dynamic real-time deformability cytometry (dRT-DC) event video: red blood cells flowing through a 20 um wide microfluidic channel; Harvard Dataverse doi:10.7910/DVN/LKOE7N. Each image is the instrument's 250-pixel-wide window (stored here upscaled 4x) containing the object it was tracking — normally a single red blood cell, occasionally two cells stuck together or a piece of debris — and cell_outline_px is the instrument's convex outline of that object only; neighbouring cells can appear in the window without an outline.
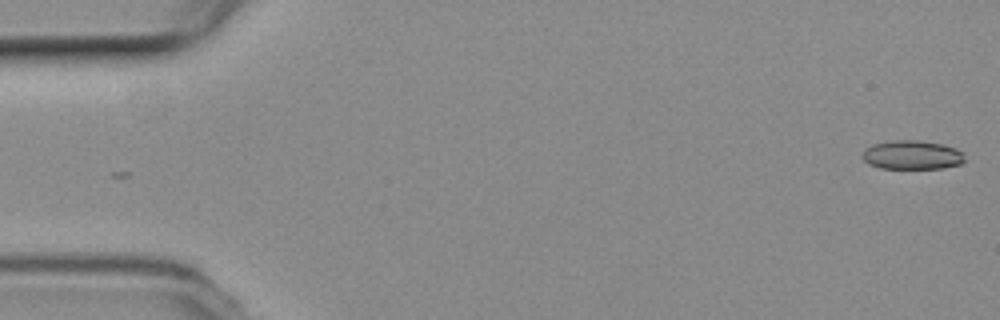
{"species": "common noctule bat (a hibernating species)", "species_latin": "Nyctalus noctula", "temperature_condition": "room temperature", "stored_images_in_passage": 53, "camera_frame_rate_fps": 3000, "um_per_image_px": 0.085, "animal": {"sex": "female", "body_mass_g": 19.3, "forearm_length_mm": 54.1}, "frame": {"image": 1, "passage_image": 1, "time_ms": 0.0, "image_size_px": [1000, 320], "cell_outline_px": [[964, 160], [960, 164], [944, 168], [880, 168], [868, 164], [860, 156], [864, 148], [872, 144], [892, 140], [920, 140], [940, 144], [956, 148], [964, 152]], "centroid_in_image_um": [77.49, 13.16], "position_along_channel_um": 7.5, "area_um2": 17.46}}
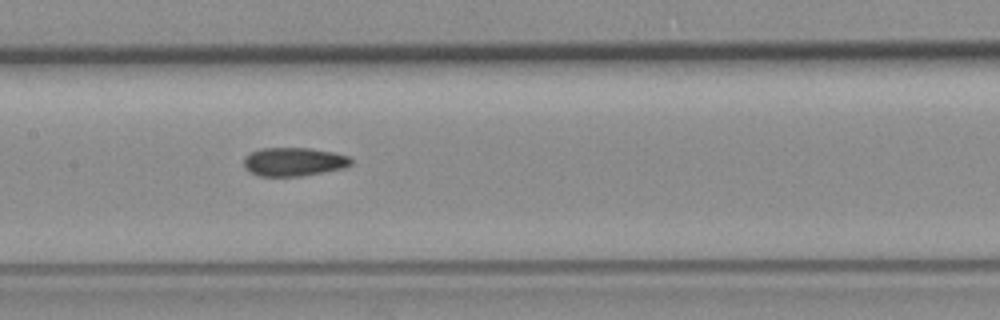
{"frame": {"image": 2, "passage_image": 26, "time_ms": 8.333, "image_size_px": [1000, 320], "cell_outline_px": [[352, 164], [344, 168], [324, 172], [300, 176], [260, 176], [244, 168], [244, 156], [252, 152], [264, 148], [312, 148], [332, 152], [348, 156], [352, 160]], "centroid_in_image_um": [24.98, 13.75], "position_along_channel_um": 182.4, "area_um2": 17.8}}
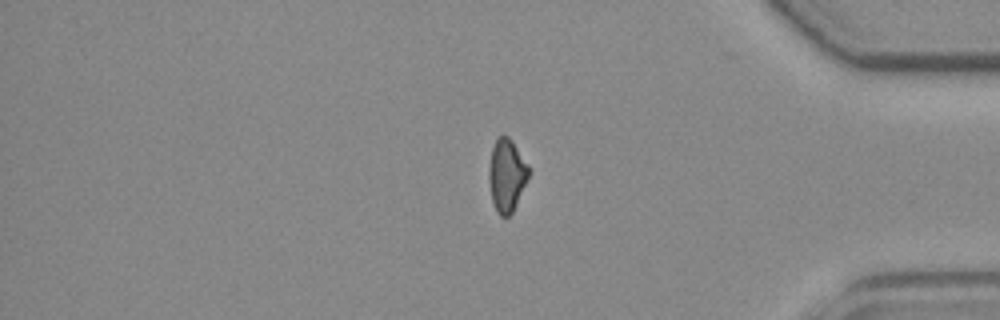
{"frame": {"image": 3, "passage_image": 45, "time_ms": 14.667, "image_size_px": [1000, 320], "cell_outline_px": [[528, 176], [516, 204], [512, 212], [508, 216], [500, 216], [496, 212], [492, 200], [488, 180], [488, 168], [492, 148], [496, 136], [504, 132], [512, 140], [528, 164]], "centroid_in_image_um": [43.03, 14.84], "position_along_channel_um": 392.2, "area_um2": 16.94}}